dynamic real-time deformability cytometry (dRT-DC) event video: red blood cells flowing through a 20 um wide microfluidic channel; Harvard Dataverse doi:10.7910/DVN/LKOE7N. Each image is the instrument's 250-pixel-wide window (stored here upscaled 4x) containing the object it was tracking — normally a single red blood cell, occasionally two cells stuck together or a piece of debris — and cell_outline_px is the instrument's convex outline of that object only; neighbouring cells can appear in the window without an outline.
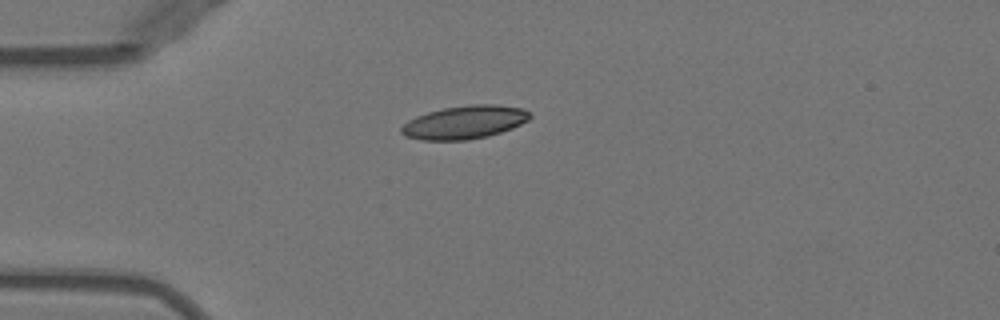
{"species": "Egyptian fruit bat (a non-hibernating species)", "species_latin": "Rousettus aegyptiacus", "temperature_condition": "warm", "stored_images_in_passage": 39, "camera_frame_rate_fps": 3000, "um_per_image_px": 0.085, "animal": {"sex": "female"}, "frame": {"image": 1, "passage_image": 1, "time_ms": 0.0, "image_size_px": [1000, 320], "cell_outline_px": [[532, 116], [528, 120], [512, 128], [488, 136], [468, 140], [420, 140], [404, 136], [400, 132], [400, 128], [408, 120], [416, 116], [428, 112], [444, 108], [472, 104], [496, 104], [524, 108], [532, 112]], "centroid_in_image_um": [39.5, 10.39], "position_along_channel_um": 45.5, "area_um2": 25.09}}
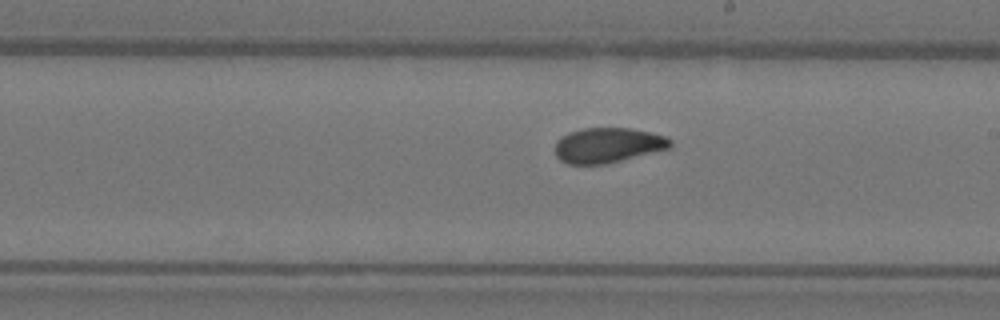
{"frame": {"image": 2, "passage_image": 17, "time_ms": 5.333, "image_size_px": [1000, 320], "cell_outline_px": [[672, 148], [604, 164], [568, 164], [560, 160], [556, 156], [556, 140], [560, 136], [568, 132], [584, 128], [628, 128], [652, 132], [668, 136], [672, 140]], "centroid_in_image_um": [51.69, 12.33], "position_along_channel_um": 237.3, "area_um2": 23.76}}
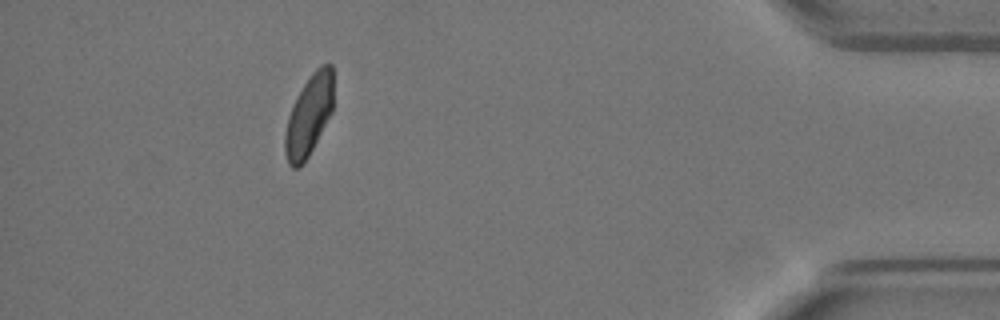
{"frame": {"image": 3, "passage_image": 34, "time_ms": 11.0, "image_size_px": [1000, 320], "cell_outline_px": [[332, 112], [308, 156], [296, 168], [292, 168], [288, 164], [284, 152], [284, 136], [288, 116], [296, 96], [312, 72], [320, 64], [332, 64]], "centroid_in_image_um": [26.23, 9.8], "position_along_channel_um": 409.0, "area_um2": 22.54}, "authors_computed_cell_mechanics": {"area_um2": 23.9292, "velocity_mm_per_s": 3.9615, "shape_relaxation_time_tau1_ms": 5.4316, "shape_relaxation_time_tau2_ms": 1.6488, "deformation_change_tau1": 0.1498, "deformation_change_tau2": 0.0626}}